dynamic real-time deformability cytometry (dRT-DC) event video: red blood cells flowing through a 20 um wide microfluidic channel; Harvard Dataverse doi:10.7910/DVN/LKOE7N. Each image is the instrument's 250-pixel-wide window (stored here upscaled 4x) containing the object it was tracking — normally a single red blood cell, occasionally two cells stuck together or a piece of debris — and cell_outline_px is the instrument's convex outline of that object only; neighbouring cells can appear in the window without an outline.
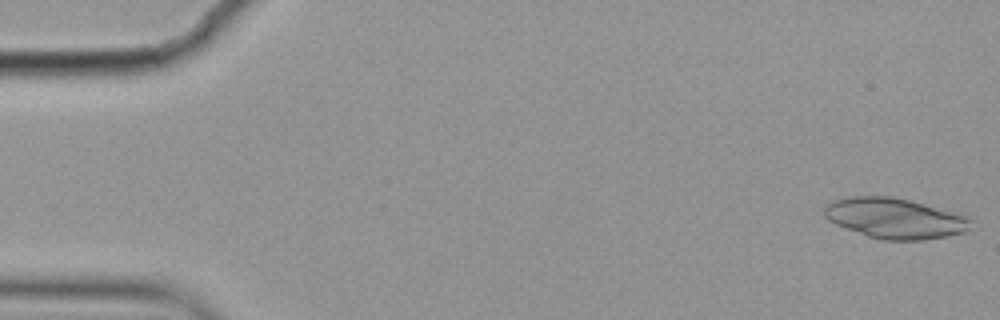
{"species": "common noctule bat (a hibernating species)", "species_latin": "Nyctalus noctula", "temperature_condition": "cold", "stored_images_in_passage": 10, "segment_of_instrument_passage": [1, 2], "camera_frame_rate_fps": 3000, "um_per_image_px": 0.085, "animal": {"sex": "female", "body_mass_g": 19.9}, "frame": {"image": 1, "passage_image": 1, "time_ms": 0.0, "image_size_px": [1000, 320], "cell_outline_px": [[972, 220], [968, 228], [964, 232], [948, 236], [924, 240], [884, 240], [868, 236], [836, 224], [828, 220], [824, 216], [824, 208], [832, 200], [844, 196], [892, 196], [924, 204], [964, 216]], "centroid_in_image_um": [76.0, 18.55], "position_along_channel_um": 9.0, "area_um2": 34.16}}